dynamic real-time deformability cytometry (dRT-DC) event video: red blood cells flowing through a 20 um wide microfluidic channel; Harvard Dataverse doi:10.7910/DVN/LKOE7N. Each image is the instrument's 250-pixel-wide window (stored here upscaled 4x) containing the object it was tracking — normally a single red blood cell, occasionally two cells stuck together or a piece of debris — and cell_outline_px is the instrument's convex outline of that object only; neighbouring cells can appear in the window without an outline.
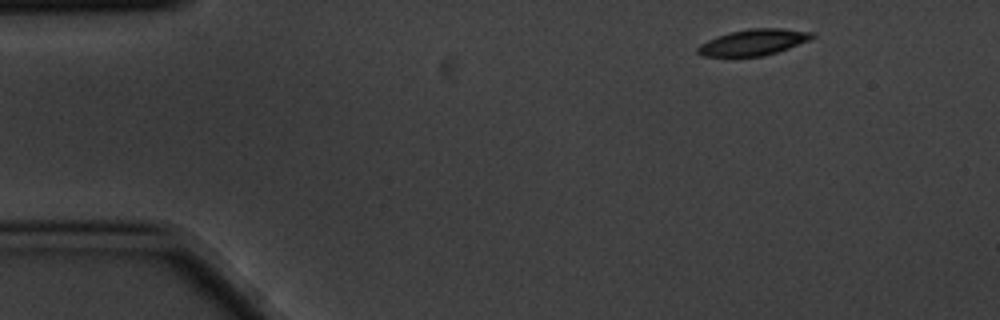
{"species": "common noctule bat (a hibernating species)", "species_latin": "Nyctalus noctula", "temperature_condition": "cold", "stored_images_in_passage": 4, "camera_frame_rate_fps": 3000, "um_per_image_px": 0.085, "animal": {"sex": "male", "body_mass_g": 20.1, "forearm_length_mm": 53.5}, "frame": {"image": 1, "passage_image": 1, "time_ms": 0.0, "image_size_px": [1000, 320], "cell_outline_px": [[816, 36], [808, 40], [788, 48], [764, 56], [700, 56], [696, 52], [696, 48], [700, 44], [708, 40], [728, 32], [748, 28], [780, 28], [816, 32]], "centroid_in_image_um": [64.03, 3.58], "position_along_channel_um": 21.0, "area_um2": 17.46}}